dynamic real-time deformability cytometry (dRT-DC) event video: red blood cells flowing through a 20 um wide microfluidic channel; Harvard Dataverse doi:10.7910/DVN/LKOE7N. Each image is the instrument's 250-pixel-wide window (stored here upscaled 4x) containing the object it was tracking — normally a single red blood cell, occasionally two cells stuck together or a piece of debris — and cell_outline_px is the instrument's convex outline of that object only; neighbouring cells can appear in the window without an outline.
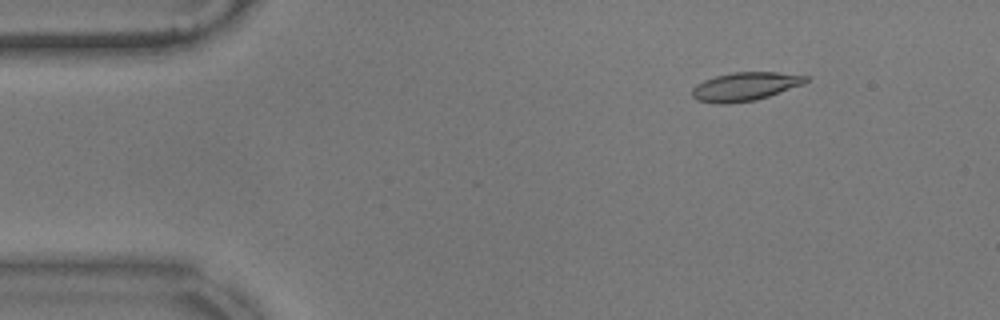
{"species": "common noctule bat (a hibernating species)", "species_latin": "Nyctalus noctula", "temperature_condition": "warm", "stored_images_in_passage": 57, "segment_of_instrument_passage": [1, 2], "camera_frame_rate_fps": 3000, "um_per_image_px": 0.085, "animal": {"sex": "male", "body_mass_g": 17.9}, "frame": {"image": 1, "passage_image": 7, "time_ms": 2.0, "image_size_px": [1000, 320], "cell_outline_px": [[808, 80], [804, 84], [756, 100], [724, 104], [716, 104], [696, 100], [692, 96], [692, 88], [696, 84], [704, 80], [716, 76], [732, 72], [776, 72], [808, 76]], "centroid_in_image_um": [63.3, 7.36], "position_along_channel_um": 21.7, "area_um2": 18.9}}
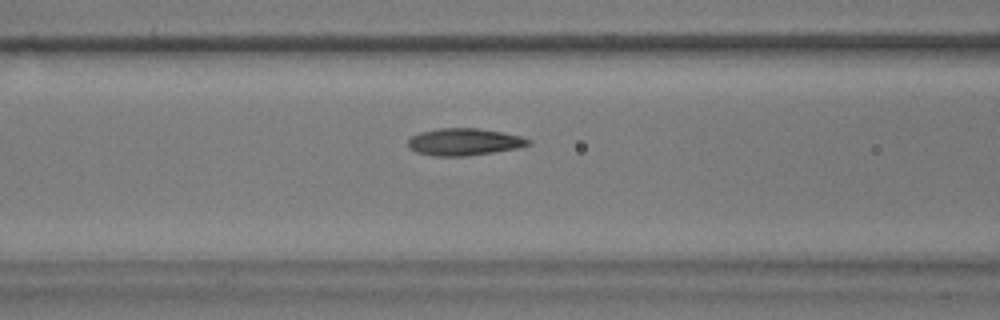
{"frame": {"image": 2, "passage_image": 22, "time_ms": 7.0, "image_size_px": [1000, 320], "cell_outline_px": [[532, 144], [520, 148], [468, 156], [432, 156], [416, 152], [408, 148], [408, 140], [412, 136], [420, 132], [436, 128], [476, 128], [504, 132], [520, 136], [532, 140]], "centroid_in_image_um": [39.47, 12.06], "position_along_channel_um": 127.1, "area_um2": 19.31}}
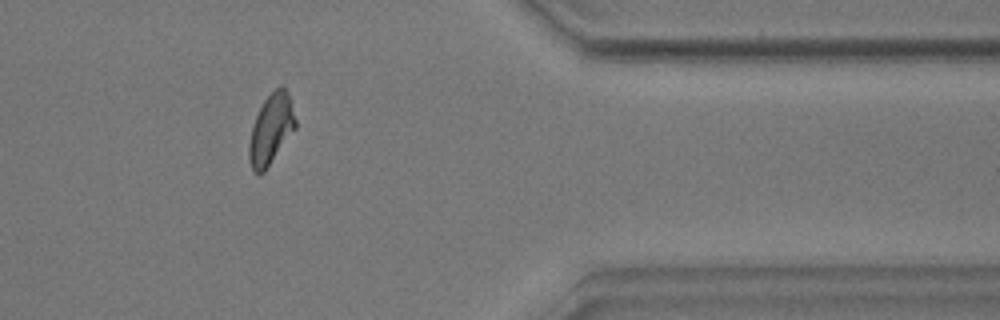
{"frame": {"image": 3, "passage_image": 46, "time_ms": 15.0, "image_size_px": [1000, 320], "cell_outline_px": [[296, 128], [264, 172], [260, 176], [252, 172], [248, 160], [248, 144], [252, 128], [256, 116], [264, 100], [280, 84], [288, 92], [296, 120]], "centroid_in_image_um": [23.02, 11.04], "position_along_channel_um": 388.4, "area_um2": 19.02}}